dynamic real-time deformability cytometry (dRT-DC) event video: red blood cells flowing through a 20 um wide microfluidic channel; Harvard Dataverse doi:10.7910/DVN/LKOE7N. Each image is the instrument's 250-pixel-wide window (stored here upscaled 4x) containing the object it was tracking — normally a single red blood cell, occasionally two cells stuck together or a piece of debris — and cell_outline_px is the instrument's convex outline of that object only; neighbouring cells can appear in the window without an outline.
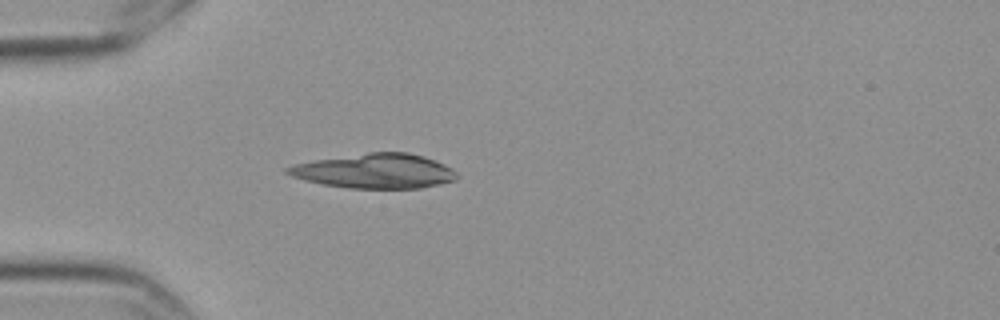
{"species": "Egyptian fruit bat (a non-hibernating species)", "species_latin": "Rousettus aegyptiacus", "temperature_condition": "cold", "stored_images_in_passage": 1, "camera_frame_rate_fps": 3000, "um_per_image_px": 0.085, "frame": {"image": 1, "passage_image": 1, "time_ms": 0.0, "image_size_px": [1000, 320], "cell_outline_px": [[460, 176], [456, 180], [440, 184], [420, 188], [348, 188], [320, 184], [304, 180], [292, 176], [284, 172], [284, 168], [296, 164], [316, 160], [368, 152], [408, 152], [424, 156], [444, 164], [452, 168]], "centroid_in_image_um": [31.89, 14.54], "position_along_channel_um": 53.1, "area_um2": 34.22}}